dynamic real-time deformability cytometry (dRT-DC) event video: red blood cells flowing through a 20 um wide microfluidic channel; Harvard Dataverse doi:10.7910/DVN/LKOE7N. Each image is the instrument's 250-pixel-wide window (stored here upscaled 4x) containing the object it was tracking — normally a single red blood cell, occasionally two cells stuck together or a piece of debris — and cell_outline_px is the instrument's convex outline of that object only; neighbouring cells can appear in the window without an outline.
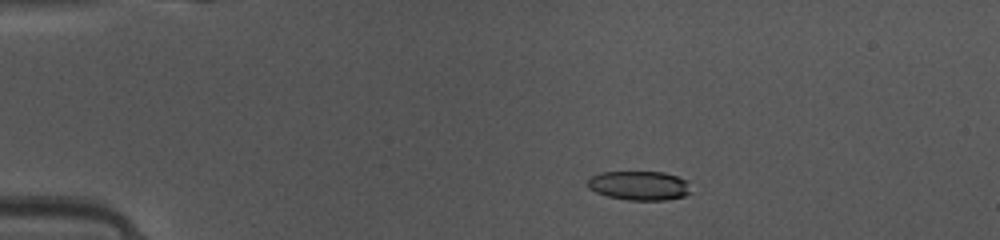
{"species": "common noctule bat (a hibernating species)", "species_latin": "Nyctalus noctula", "temperature_condition": "warm", "stored_images_in_passage": 41, "camera_frame_rate_fps": 3000, "um_per_image_px": 0.085, "animal": {"sex": "female", "body_mass_g": 10.0, "forearm_length_mm": 53.1}, "frame": {"image": 1, "passage_image": 2, "time_ms": 0.333, "image_size_px": [1000, 240], "cell_outline_px": [[692, 192], [684, 196], [668, 200], [628, 200], [608, 196], [596, 192], [588, 188], [588, 180], [592, 176], [600, 172], [664, 172], [676, 176], [684, 180]], "centroid_in_image_um": [54.33, 15.78], "position_along_channel_um": 30.7, "area_um2": 17.46}}
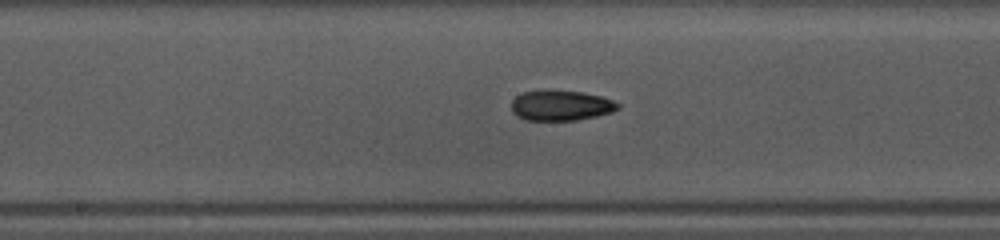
{"frame": {"image": 2, "passage_image": 18, "time_ms": 5.667, "image_size_px": [1000, 240], "cell_outline_px": [[620, 108], [612, 112], [596, 116], [576, 120], [524, 120], [516, 116], [512, 112], [512, 100], [516, 96], [524, 92], [544, 88], [584, 92], [600, 96], [612, 100], [620, 104]], "centroid_in_image_um": [47.65, 8.94], "position_along_channel_um": 200.5, "area_um2": 19.25}}
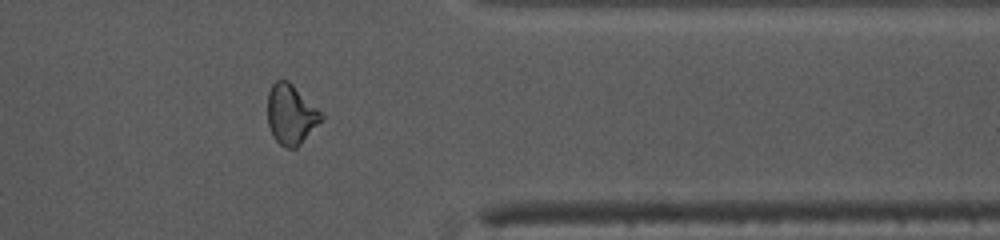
{"frame": {"image": 3, "passage_image": 32, "time_ms": 10.333, "image_size_px": [1000, 240], "cell_outline_px": [[324, 116], [300, 144], [296, 148], [284, 148], [272, 136], [268, 124], [268, 92], [272, 84], [276, 80], [288, 80], [324, 112]], "centroid_in_image_um": [24.73, 9.7], "position_along_channel_um": 386.7, "area_um2": 18.84}, "authors_computed_cell_mechanics": {"area_um2": 18.6694, "velocity_mm_per_s": 4.1718, "shape_relaxation_time_tau1_ms": 6.8064, "shape_relaxation_time_tau2_ms": 3.6742, "deformation_change_tau1": 0.2028, "deformation_change_tau2": 0.103}}